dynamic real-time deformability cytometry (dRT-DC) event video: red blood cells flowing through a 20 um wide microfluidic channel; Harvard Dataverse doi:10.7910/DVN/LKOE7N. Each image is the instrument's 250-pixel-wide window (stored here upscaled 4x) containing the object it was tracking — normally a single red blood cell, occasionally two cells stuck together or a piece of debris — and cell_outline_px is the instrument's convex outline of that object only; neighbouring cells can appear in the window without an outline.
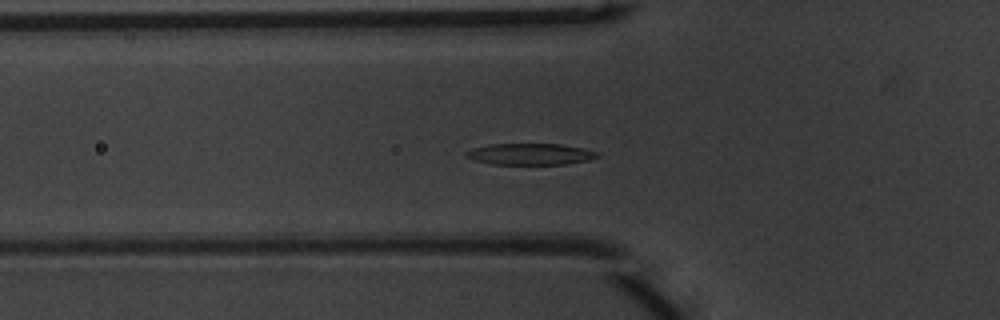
{"species": "common noctule bat (a hibernating species)", "species_latin": "Nyctalus noctula", "temperature_condition": "warm", "stored_images_in_passage": 39, "camera_frame_rate_fps": 3000, "um_per_image_px": 0.085, "animal": {"sex": "male", "body_mass_g": 20.1, "forearm_length_mm": 53.5}, "frame": {"image": 1, "passage_image": 5, "time_ms": 1.333, "image_size_px": [1000, 320], "cell_outline_px": [[600, 156], [592, 160], [568, 164], [492, 164], [476, 160], [464, 156], [464, 152], [472, 148], [492, 144], [560, 144], [584, 148], [600, 152]], "centroid_in_image_um": [45.14, 13.1], "position_along_channel_um": 80.7, "area_um2": 16.53}}
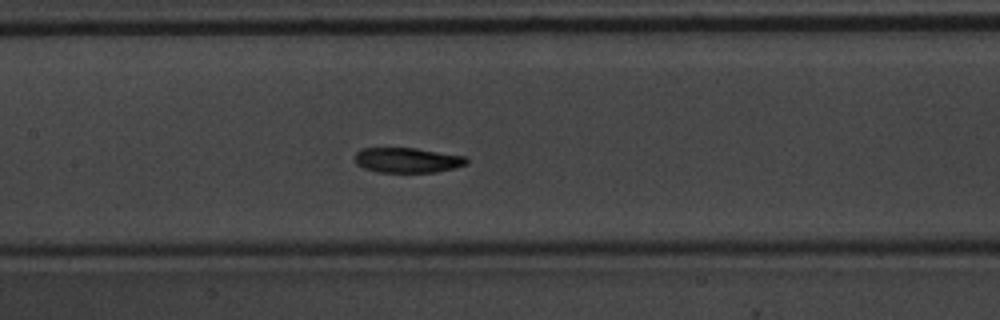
{"frame": {"image": 2, "passage_image": 12, "time_ms": 3.667, "image_size_px": [1000, 320], "cell_outline_px": [[468, 164], [436, 172], [380, 172], [364, 168], [356, 164], [356, 152], [360, 148], [416, 148], [464, 156], [468, 160]], "centroid_in_image_um": [34.62, 13.61], "position_along_channel_um": 172.8, "area_um2": 16.18}}
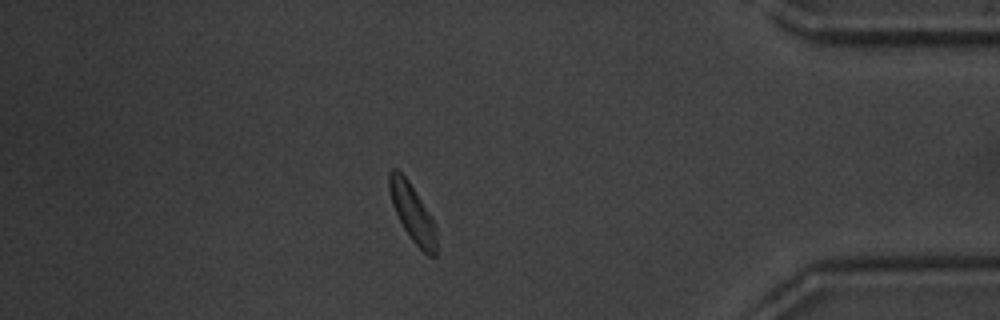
{"frame": {"image": 3, "passage_image": 32, "time_ms": 10.333, "image_size_px": [1000, 320], "cell_outline_px": [[436, 256], [428, 256], [412, 240], [404, 228], [392, 204], [388, 188], [388, 172], [392, 168], [396, 168], [408, 180], [432, 220], [436, 240]], "centroid_in_image_um": [35.0, 18.06], "position_along_channel_um": 400.2, "area_um2": 15.2}, "authors_computed_cell_mechanics": {"area_um2": 16.8198, "velocity_mm_per_s": 3.9147, "shape_relaxation_time_tau1_ms": 1.445, "shape_relaxation_time_tau2_ms": 6.0553, "deformation_change_tau1": 0.1334, "deformation_change_tau2": 0.1403}}